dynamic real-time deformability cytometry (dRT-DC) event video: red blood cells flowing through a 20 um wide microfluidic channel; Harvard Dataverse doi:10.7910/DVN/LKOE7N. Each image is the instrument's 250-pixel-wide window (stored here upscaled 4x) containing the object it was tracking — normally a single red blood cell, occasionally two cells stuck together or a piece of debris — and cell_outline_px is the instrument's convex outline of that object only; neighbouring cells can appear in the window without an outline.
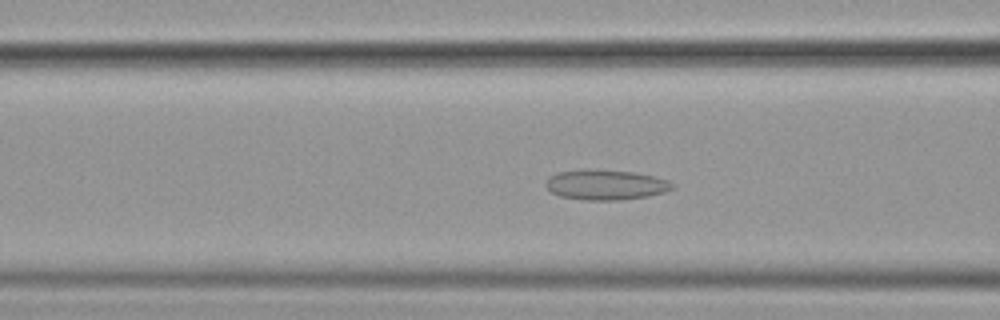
{"species": "common noctule bat (a hibernating species)", "species_latin": "Nyctalus noctula", "temperature_condition": "cold", "stored_images_in_passage": 55, "camera_frame_rate_fps": 3000, "um_per_image_px": 0.085, "animal": {"sex": "female", "body_mass_g": 19.9}, "frame": {"image": 1, "passage_image": 21, "time_ms": 6.667, "image_size_px": [1000, 320], "cell_outline_px": [[676, 188], [664, 192], [648, 196], [620, 200], [588, 200], [560, 196], [552, 192], [544, 184], [548, 176], [556, 172], [588, 168], [636, 172], [668, 180], [676, 184]], "centroid_in_image_um": [51.49, 15.69], "position_along_channel_um": 115.1, "area_um2": 22.6}}
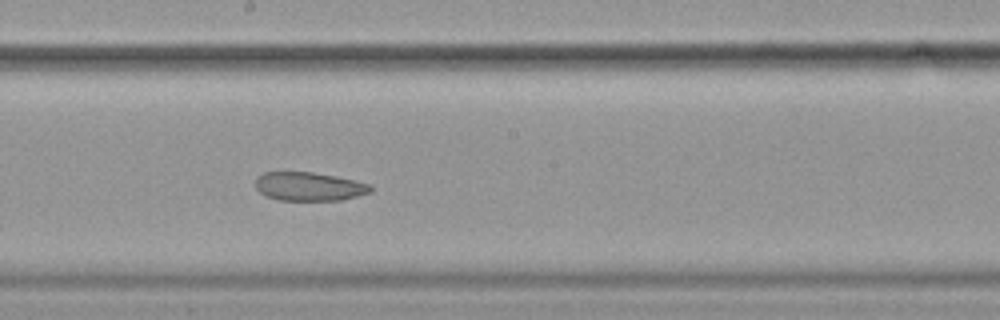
{"frame": {"image": 2, "passage_image": 30, "time_ms": 9.667, "image_size_px": [1000, 320], "cell_outline_px": [[372, 192], [340, 200], [280, 200], [268, 196], [260, 192], [256, 188], [256, 176], [264, 172], [312, 172], [336, 176], [372, 184]], "centroid_in_image_um": [26.29, 15.84], "position_along_channel_um": 221.9, "area_um2": 19.19}}
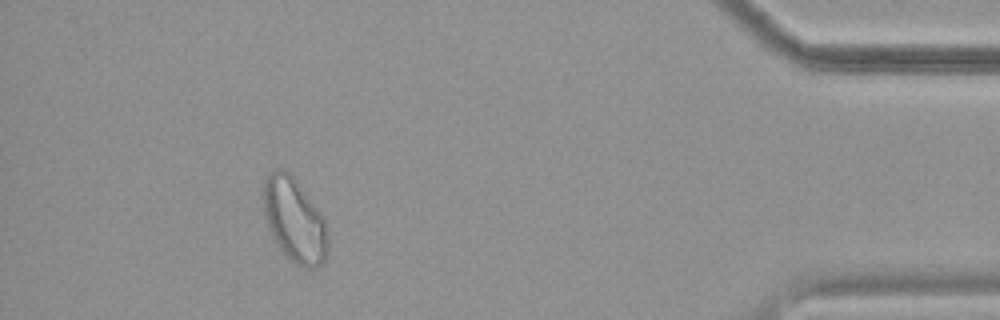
{"frame": {"image": 3, "passage_image": 50, "time_ms": 16.333, "image_size_px": [1000, 320], "cell_outline_px": [[328, 252], [324, 260], [316, 268], [304, 268], [296, 264], [280, 248], [272, 236], [268, 228], [264, 216], [260, 196], [264, 180], [276, 168], [280, 168], [288, 172], [296, 180], [324, 216], [328, 232]], "centroid_in_image_um": [25.01, 18.69], "position_along_channel_um": 410.2, "area_um2": 32.02}}